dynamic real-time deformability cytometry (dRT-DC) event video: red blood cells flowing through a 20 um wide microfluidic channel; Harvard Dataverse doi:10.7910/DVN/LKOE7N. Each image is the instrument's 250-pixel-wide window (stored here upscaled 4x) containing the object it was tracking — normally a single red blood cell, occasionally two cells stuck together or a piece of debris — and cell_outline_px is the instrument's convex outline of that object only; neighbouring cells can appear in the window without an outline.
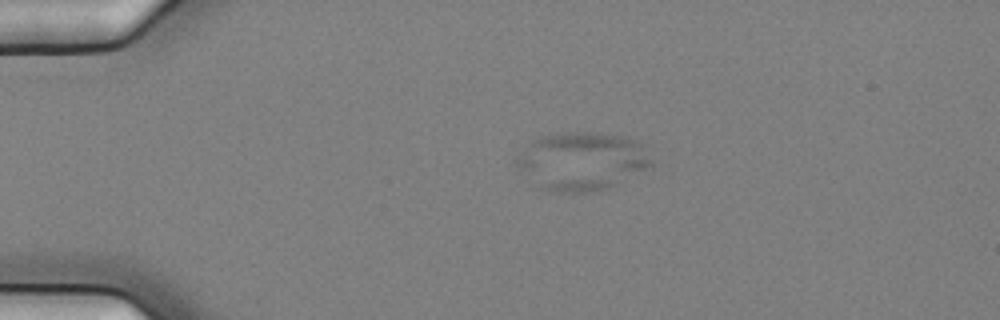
{"species": "common noctule bat (a hibernating species)", "species_latin": "Nyctalus noctula", "temperature_condition": "cold", "stored_images_in_passage": 38, "camera_frame_rate_fps": 3000, "um_per_image_px": 0.085, "animal": {"sex": "female", "body_mass_g": 25.1}, "frame": {"image": 1, "passage_image": 15, "time_ms": 4.667, "image_size_px": [1000, 320], "cell_outline_px": [[656, 164], [608, 188], [584, 192], [556, 192], [544, 188], [516, 164], [516, 156], [532, 140], [544, 136], [564, 132], [588, 132], [628, 136], [636, 140], [640, 144]], "centroid_in_image_um": [49.53, 13.67], "position_along_channel_um": 35.5, "area_um2": 44.97}}
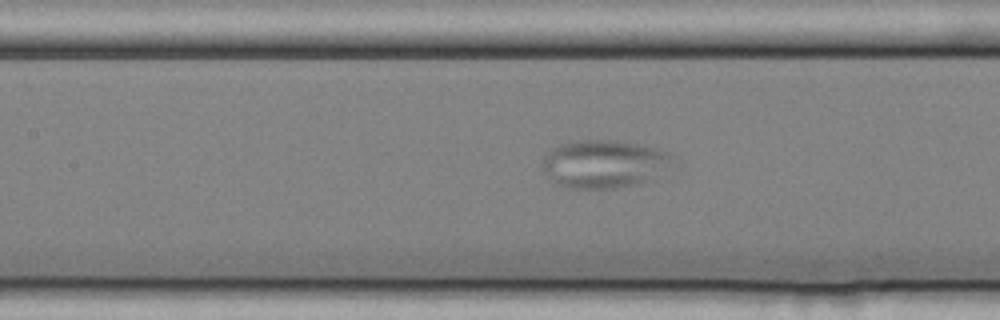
{"frame": {"image": 2, "passage_image": 29, "time_ms": 9.333, "image_size_px": [1000, 320], "cell_outline_px": [[672, 156], [644, 180], [632, 184], [612, 188], [568, 188], [552, 184], [544, 172], [540, 164], [544, 156], [552, 148], [560, 144], [584, 140], [608, 140], [636, 144], [656, 148], [668, 152]], "centroid_in_image_um": [51.09, 13.92], "position_along_channel_um": 156.3, "area_um2": 35.03}}
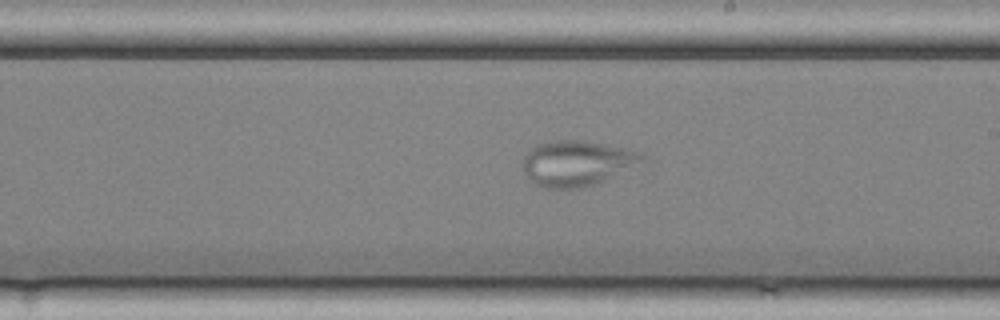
{"frame": {"image": 3, "passage_image": 36, "time_ms": 11.667, "image_size_px": [1000, 320], "cell_outline_px": [[648, 160], [584, 188], [544, 188], [532, 184], [524, 172], [524, 156], [536, 144], [560, 140], [580, 140], [640, 152]], "centroid_in_image_um": [48.99, 13.89], "position_along_channel_um": 240.0, "area_um2": 31.04}}